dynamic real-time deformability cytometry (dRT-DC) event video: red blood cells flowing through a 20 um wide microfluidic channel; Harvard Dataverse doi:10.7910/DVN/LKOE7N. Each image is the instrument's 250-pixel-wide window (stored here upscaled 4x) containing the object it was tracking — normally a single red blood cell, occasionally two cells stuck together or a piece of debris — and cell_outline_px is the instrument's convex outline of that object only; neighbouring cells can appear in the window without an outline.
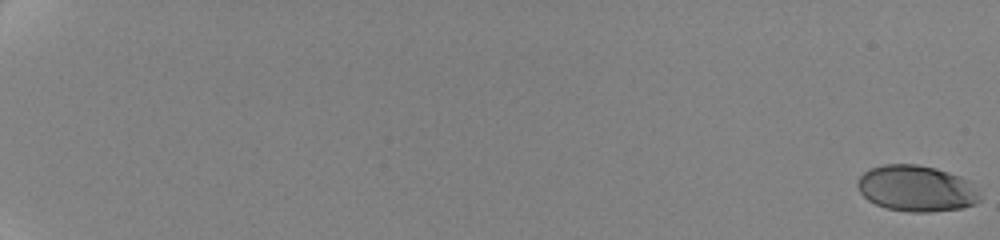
{"species": "human", "species_latin": "Homo sapiens", "temperature_condition": "cold", "stored_images_in_passage": 18, "camera_frame_rate_fps": 3000, "um_per_image_px": 0.085, "donor": {"sex": "female"}, "frame": {"image": 1, "passage_image": 1, "time_ms": 0.0, "image_size_px": [1000, 240], "cell_outline_px": [[980, 200], [976, 204], [964, 208], [928, 212], [908, 212], [888, 208], [876, 204], [868, 200], [860, 192], [856, 184], [860, 176], [868, 168], [884, 164], [916, 164], [936, 168], [960, 176], [968, 180], [980, 196]], "centroid_in_image_um": [77.88, 16.02], "position_along_channel_um": 7.1, "area_um2": 32.95}}
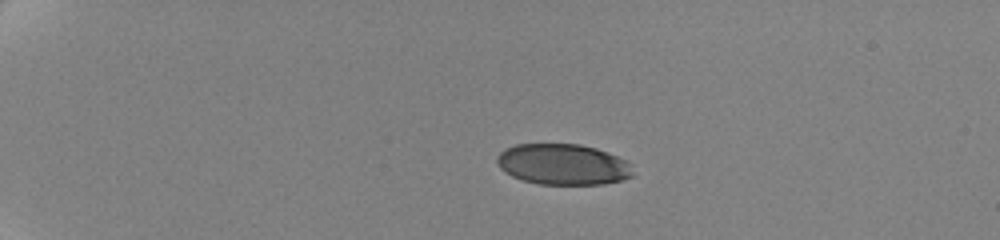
{"frame": {"image": 2, "passage_image": 11, "time_ms": 5.333, "image_size_px": [1000, 240], "cell_outline_px": [[632, 176], [620, 180], [604, 184], [540, 184], [524, 180], [512, 176], [504, 172], [500, 168], [496, 160], [496, 156], [504, 148], [516, 144], [580, 144], [596, 148], [608, 152], [624, 160], [628, 164], [632, 172]], "centroid_in_image_um": [47.8, 13.96], "position_along_channel_um": 37.2, "area_um2": 32.25}}
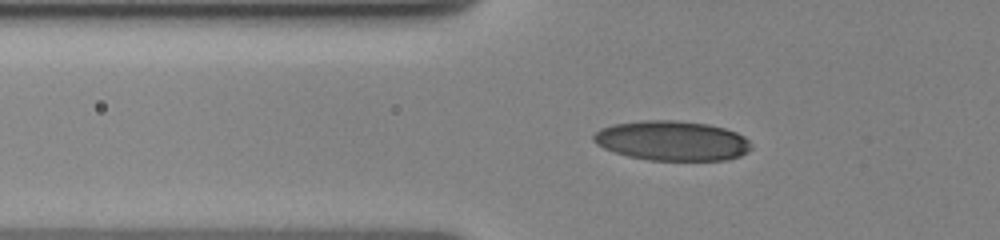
{"frame": {"image": 3, "passage_image": 16, "time_ms": 8.333, "image_size_px": [1000, 240], "cell_outline_px": [[752, 148], [748, 152], [740, 156], [724, 160], [648, 160], [628, 156], [604, 148], [596, 144], [592, 140], [592, 136], [600, 128], [612, 124], [640, 120], [676, 120], [708, 124], [724, 128], [736, 132], [744, 136], [748, 140]], "centroid_in_image_um": [57.11, 11.95], "position_along_channel_um": 68.7, "area_um2": 36.7}}